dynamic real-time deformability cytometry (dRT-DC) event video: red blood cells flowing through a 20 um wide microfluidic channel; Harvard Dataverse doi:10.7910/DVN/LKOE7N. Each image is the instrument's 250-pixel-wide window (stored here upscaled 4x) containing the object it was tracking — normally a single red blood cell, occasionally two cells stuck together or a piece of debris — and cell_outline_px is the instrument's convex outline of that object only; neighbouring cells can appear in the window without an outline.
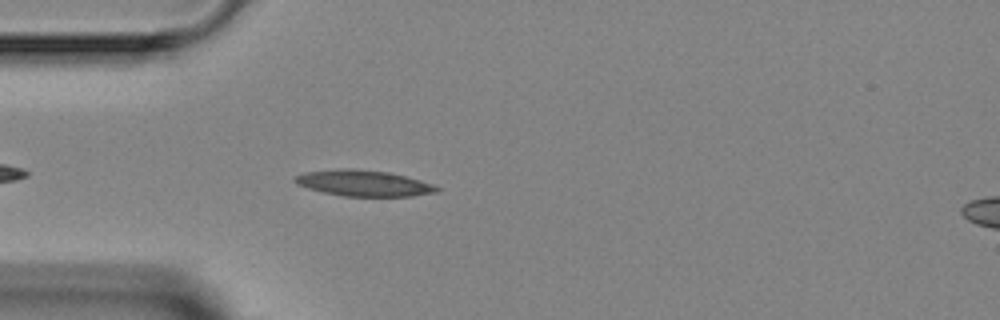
{"species": "Egyptian fruit bat (a non-hibernating species)", "species_latin": "Rousettus aegyptiacus", "temperature_condition": "room temperature", "stored_images_in_passage": 2, "segment_of_instrument_passage": [1, 2], "camera_frame_rate_fps": 3000, "um_per_image_px": 0.085, "animal": {"sex": "female"}, "frame": {"image": 1, "passage_image": 1, "time_ms": 0.0, "image_size_px": [1000, 320], "cell_outline_px": [[440, 192], [412, 196], [344, 196], [324, 192], [308, 188], [296, 184], [292, 180], [296, 176], [304, 172], [340, 168], [356, 168], [388, 172], [420, 180], [432, 184], [440, 188]], "centroid_in_image_um": [30.9, 15.56], "position_along_channel_um": 54.1, "area_um2": 21.56}}